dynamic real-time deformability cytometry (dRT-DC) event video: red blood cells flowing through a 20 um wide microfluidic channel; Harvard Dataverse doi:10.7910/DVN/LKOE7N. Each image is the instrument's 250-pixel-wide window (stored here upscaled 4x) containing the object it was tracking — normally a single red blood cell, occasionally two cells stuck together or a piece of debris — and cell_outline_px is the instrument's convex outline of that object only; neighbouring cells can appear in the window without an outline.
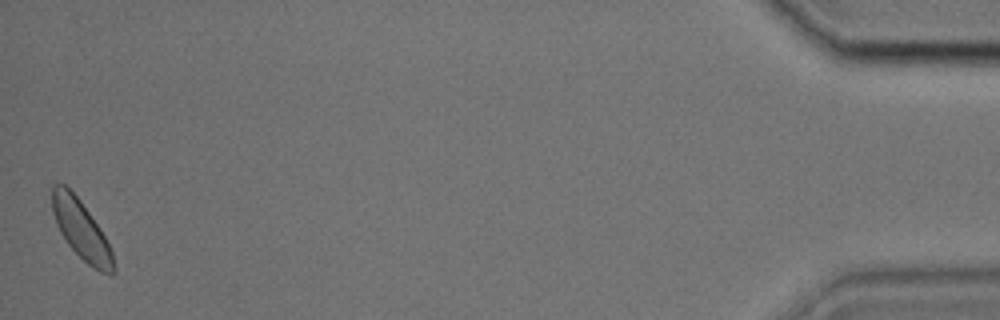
{"species": "common noctule bat (a hibernating species)", "species_latin": "Nyctalus noctula", "temperature_condition": "cold", "stored_images_in_passage": 37, "camera_frame_rate_fps": 3000, "um_per_image_px": 0.085, "animal": {"sex": "male", "body_mass_g": 17.9, "forearm_length_mm": 54.2}, "frame": {"image": 1, "passage_image": 37, "time_ms": 12.0, "image_size_px": [1000, 320], "cell_outline_px": [[116, 272], [112, 276], [100, 272], [88, 264], [68, 244], [60, 232], [56, 224], [52, 212], [52, 184], [64, 184], [80, 200], [100, 228], [112, 252], [116, 268]], "centroid_in_image_um": [6.91, 19.57], "position_along_channel_um": 428.3, "area_um2": 20.87}}